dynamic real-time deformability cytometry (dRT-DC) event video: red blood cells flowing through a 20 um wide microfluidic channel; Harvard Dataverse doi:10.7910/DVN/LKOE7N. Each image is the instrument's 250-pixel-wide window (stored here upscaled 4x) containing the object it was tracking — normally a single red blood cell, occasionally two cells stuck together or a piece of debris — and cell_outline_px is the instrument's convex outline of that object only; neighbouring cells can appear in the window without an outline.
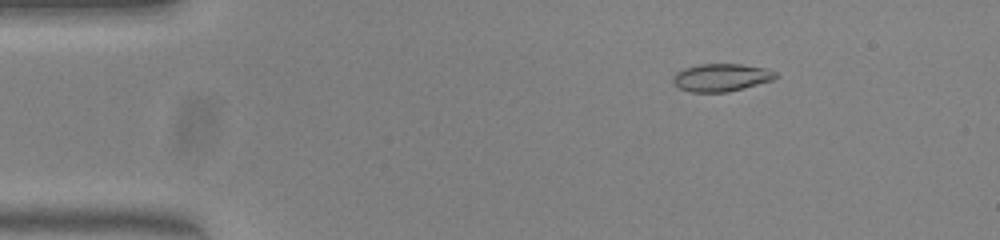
{"species": "common noctule bat (a hibernating species)", "species_latin": "Nyctalus noctula", "temperature_condition": "warm", "stored_images_in_passage": 51, "camera_frame_rate_fps": 3000, "um_per_image_px": 0.085, "animal": {"sex": "female", "body_mass_g": 23.0, "forearm_length_mm": 53.4}, "frame": {"image": 1, "passage_image": 8, "time_ms": 2.333, "image_size_px": [1000, 240], "cell_outline_px": [[780, 76], [772, 80], [744, 88], [728, 92], [692, 92], [680, 88], [672, 84], [672, 76], [676, 72], [684, 68], [700, 64], [740, 64], [764, 68], [776, 72]], "centroid_in_image_um": [61.28, 6.59], "position_along_channel_um": 23.7, "area_um2": 16.65}}
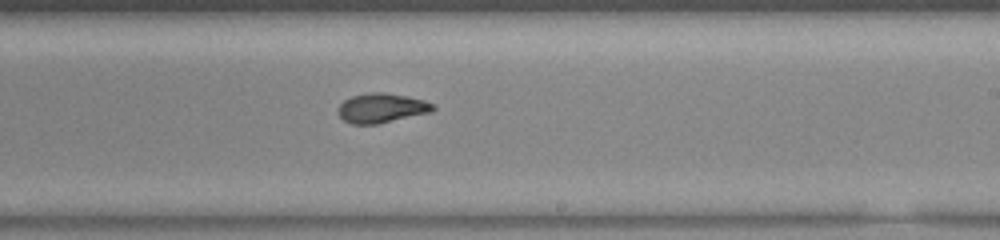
{"frame": {"image": 2, "passage_image": 31, "time_ms": 10.0, "image_size_px": [1000, 240], "cell_outline_px": [[436, 108], [432, 112], [376, 124], [352, 124], [344, 120], [336, 112], [336, 108], [344, 100], [352, 96], [368, 92], [384, 92], [408, 96], [424, 100], [436, 104]], "centroid_in_image_um": [32.44, 9.17], "position_along_channel_um": 256.6, "area_um2": 16.53}}
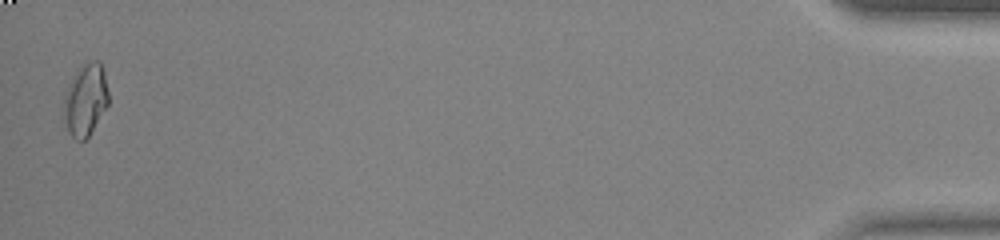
{"frame": {"image": 3, "passage_image": 51, "time_ms": 16.667, "image_size_px": [1000, 240], "cell_outline_px": [[108, 104], [88, 136], [84, 140], [76, 140], [68, 132], [64, 124], [64, 96], [72, 76], [76, 68], [80, 64], [92, 60], [96, 60], [104, 68], [108, 92]], "centroid_in_image_um": [7.25, 8.44], "position_along_channel_um": 428.0, "area_um2": 18.9}, "authors_computed_cell_mechanics": {"area_um2": 16.762, "velocity_mm_per_s": 4.0059, "shape_relaxation_time_tau1_ms": null, "shape_relaxation_time_tau2_ms": 1.6568, "deformation_change_tau1": null, "deformation_change_tau2": 0.0464}}